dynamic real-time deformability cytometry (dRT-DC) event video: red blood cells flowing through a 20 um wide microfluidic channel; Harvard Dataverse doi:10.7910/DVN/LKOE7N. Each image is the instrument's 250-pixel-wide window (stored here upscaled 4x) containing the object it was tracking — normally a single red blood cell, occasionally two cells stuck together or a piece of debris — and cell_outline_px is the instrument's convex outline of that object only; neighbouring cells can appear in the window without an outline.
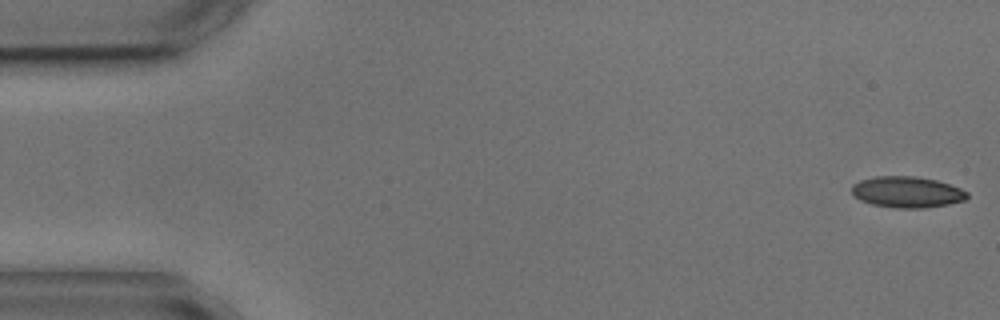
{"species": "common noctule bat (a hibernating species)", "species_latin": "Nyctalus noctula", "temperature_condition": "cold", "stored_images_in_passage": 5, "camera_frame_rate_fps": 3000, "um_per_image_px": 0.085, "animal": {"sex": "male", "body_mass_g": 17.9, "forearm_length_mm": 54.2}, "frame": {"image": 1, "passage_image": 1, "time_ms": 0.0, "image_size_px": [1000, 320], "cell_outline_px": [[968, 196], [964, 200], [948, 204], [924, 208], [896, 208], [872, 204], [860, 200], [852, 192], [852, 184], [860, 180], [876, 176], [916, 176], [936, 180], [960, 188], [968, 192]], "centroid_in_image_um": [77.09, 16.32], "position_along_channel_um": 7.9, "area_um2": 20.87}}
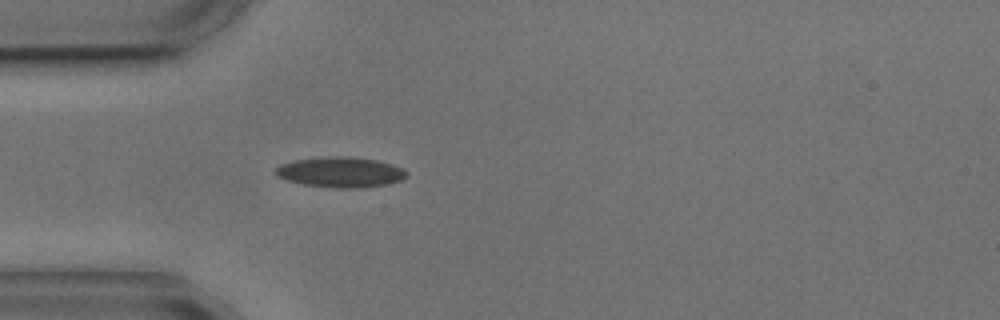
{"frame": {"image": 2, "passage_image": 5, "time_ms": 4.667, "image_size_px": [1000, 320], "cell_outline_px": [[408, 172], [400, 180], [384, 184], [360, 188], [332, 188], [304, 184], [288, 180], [276, 176], [276, 168], [280, 164], [292, 160], [324, 156], [348, 156], [376, 160], [392, 164], [404, 168]], "centroid_in_image_um": [28.91, 14.62], "position_along_channel_um": 56.1, "area_um2": 23.18}}